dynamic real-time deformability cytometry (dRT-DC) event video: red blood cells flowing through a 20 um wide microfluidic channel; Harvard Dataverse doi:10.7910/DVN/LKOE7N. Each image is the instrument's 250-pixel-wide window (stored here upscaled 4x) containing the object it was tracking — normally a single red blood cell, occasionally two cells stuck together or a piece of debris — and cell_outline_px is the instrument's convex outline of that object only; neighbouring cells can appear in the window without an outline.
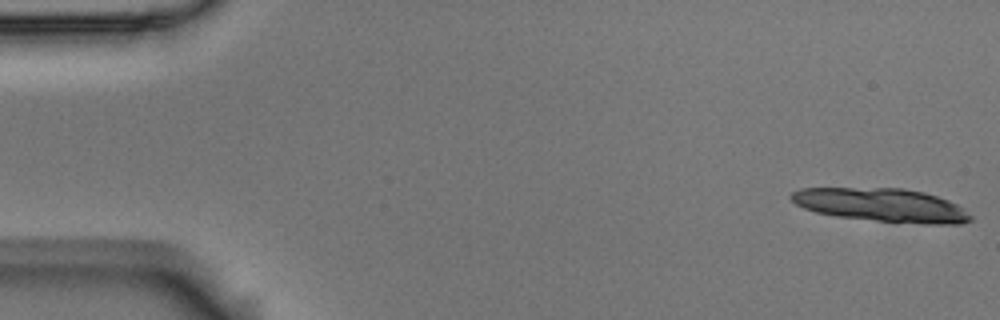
{"species": "Egyptian fruit bat (a non-hibernating species)", "species_latin": "Rousettus aegyptiacus", "temperature_condition": "room temperature", "stored_images_in_passage": 15, "camera_frame_rate_fps": 3000, "um_per_image_px": 0.085, "animal": {"sex": "male"}, "frame": {"image": 1, "passage_image": 1, "time_ms": 0.0, "image_size_px": [1000, 320], "cell_outline_px": [[972, 220], [960, 224], [924, 224], [876, 220], [836, 216], [816, 212], [804, 208], [796, 204], [788, 196], [792, 192], [800, 188], [904, 188], [924, 192], [948, 200], [964, 208], [972, 216]], "centroid_in_image_um": [74.95, 17.42], "position_along_channel_um": 10.0, "area_um2": 34.97}}